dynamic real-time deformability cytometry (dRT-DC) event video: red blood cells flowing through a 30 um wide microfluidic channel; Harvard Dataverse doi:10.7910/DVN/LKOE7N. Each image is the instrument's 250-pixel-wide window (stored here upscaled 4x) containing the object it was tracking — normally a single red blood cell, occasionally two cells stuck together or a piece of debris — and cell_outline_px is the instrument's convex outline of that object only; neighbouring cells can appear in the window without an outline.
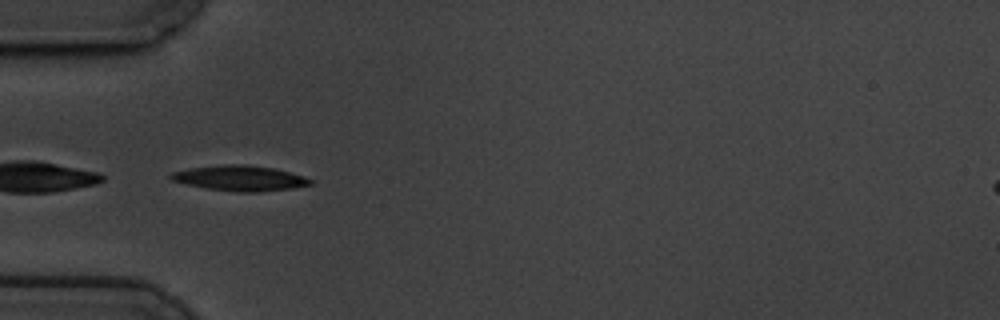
{"species": "common noctule bat (a hibernating species)", "species_latin": "Nyctalus noctula", "temperature_condition": "cold", "stored_images_in_passage": 58, "camera_frame_rate_fps": 3000, "um_per_image_px": 0.085, "animal": {"sex": "male", "body_mass_g": 19.5, "forearm_length_mm": 54.6}, "frame": {"image": 1, "passage_image": 18, "time_ms": 5.667, "image_size_px": [1000, 320], "cell_outline_px": [[312, 184], [292, 188], [256, 192], [240, 192], [204, 188], [172, 180], [168, 176], [172, 172], [188, 168], [220, 164], [244, 164], [272, 168], [304, 176], [312, 180]], "centroid_in_image_um": [20.36, 15.14], "position_along_channel_um": 64.6, "area_um2": 20.46}}
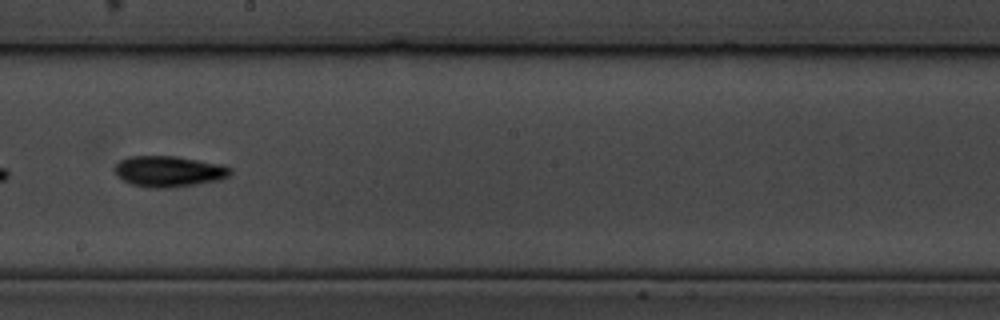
{"frame": {"image": 2, "passage_image": 33, "time_ms": 10.667, "image_size_px": [1000, 320], "cell_outline_px": [[232, 172], [228, 176], [220, 180], [172, 188], [148, 188], [132, 184], [124, 180], [116, 172], [116, 164], [120, 160], [128, 156], [176, 156], [220, 164], [232, 168]], "centroid_in_image_um": [14.38, 14.57], "position_along_channel_um": 233.8, "area_um2": 20.75}}
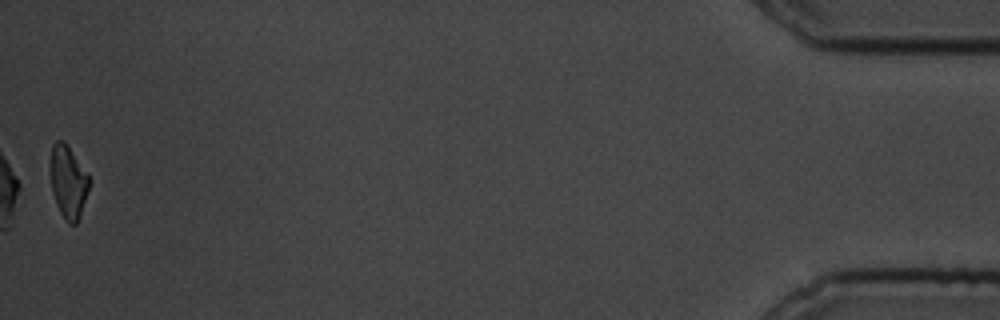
{"frame": {"image": 3, "passage_image": 58, "time_ms": 19.0, "image_size_px": [1000, 320], "cell_outline_px": [[88, 188], [80, 216], [76, 224], [68, 224], [60, 212], [56, 204], [52, 192], [52, 144], [56, 140], [64, 140], [88, 172]], "centroid_in_image_um": [5.81, 15.45], "position_along_channel_um": 429.4, "area_um2": 16.07}, "authors_computed_cell_mechanics": {"area_um2": 19.8543, "velocity_mm_per_s": 3.4186, "shape_relaxation_time_tau1_ms": 4.1356, "shape_relaxation_time_tau2_ms": null, "deformation_change_tau1": 0.1505, "deformation_change_tau2": null}}